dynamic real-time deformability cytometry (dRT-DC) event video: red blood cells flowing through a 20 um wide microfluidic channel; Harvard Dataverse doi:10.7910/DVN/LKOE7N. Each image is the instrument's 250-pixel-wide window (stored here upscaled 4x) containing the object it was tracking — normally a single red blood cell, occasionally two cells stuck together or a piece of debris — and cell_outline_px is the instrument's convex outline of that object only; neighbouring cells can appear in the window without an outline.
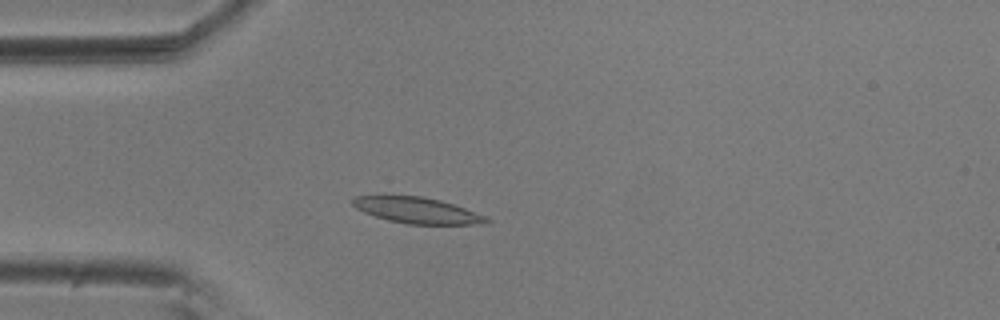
{"species": "common noctule bat (a hibernating species)", "species_latin": "Nyctalus noctula", "temperature_condition": "room temperature", "stored_images_in_passage": 54, "camera_frame_rate_fps": 3000, "um_per_image_px": 0.085, "animal": {"sex": "male", "body_mass_g": 20.5, "forearm_length_mm": 52.5}, "frame": {"image": 1, "passage_image": 13, "time_ms": 4.0, "image_size_px": [1000, 320], "cell_outline_px": [[492, 220], [488, 224], [408, 224], [388, 220], [364, 212], [356, 208], [352, 204], [352, 200], [356, 196], [420, 196], [440, 200], [488, 216]], "centroid_in_image_um": [35.52, 17.89], "position_along_channel_um": 49.5, "area_um2": 20.11}}
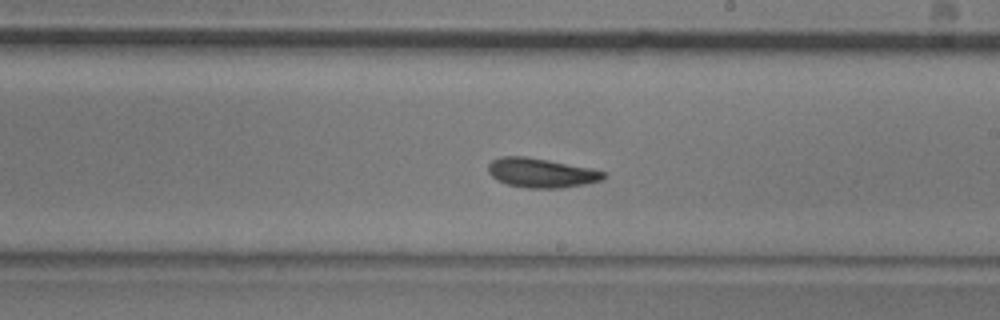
{"frame": {"image": 2, "passage_image": 30, "time_ms": 9.667, "image_size_px": [1000, 320], "cell_outline_px": [[608, 176], [604, 180], [584, 184], [560, 188], [528, 188], [508, 184], [492, 176], [488, 172], [488, 164], [492, 160], [500, 156], [528, 156], [592, 168], [608, 172]], "centroid_in_image_um": [46.07, 14.68], "position_along_channel_um": 242.9, "area_um2": 19.94}}
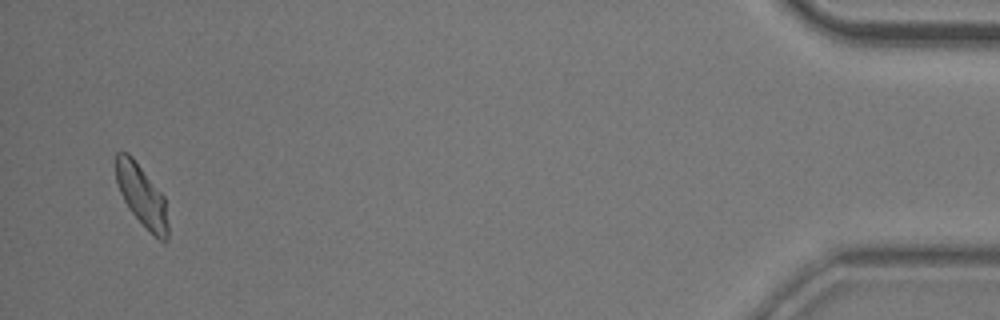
{"frame": {"image": 3, "passage_image": 52, "time_ms": 17.0, "image_size_px": [1000, 320], "cell_outline_px": [[168, 240], [160, 240], [128, 208], [120, 192], [116, 180], [116, 152], [128, 152], [132, 156], [164, 196], [168, 224]], "centroid_in_image_um": [12.04, 16.59], "position_along_channel_um": 423.2, "area_um2": 18.21}, "authors_computed_cell_mechanics": {"area_um2": 19.4208, "velocity_mm_per_s": 3.6013, "shape_relaxation_time_tau1_ms": 6.1069, "shape_relaxation_time_tau2_ms": 4.5346, "deformation_change_tau1": 0.1359, "deformation_change_tau2": 0.105}}